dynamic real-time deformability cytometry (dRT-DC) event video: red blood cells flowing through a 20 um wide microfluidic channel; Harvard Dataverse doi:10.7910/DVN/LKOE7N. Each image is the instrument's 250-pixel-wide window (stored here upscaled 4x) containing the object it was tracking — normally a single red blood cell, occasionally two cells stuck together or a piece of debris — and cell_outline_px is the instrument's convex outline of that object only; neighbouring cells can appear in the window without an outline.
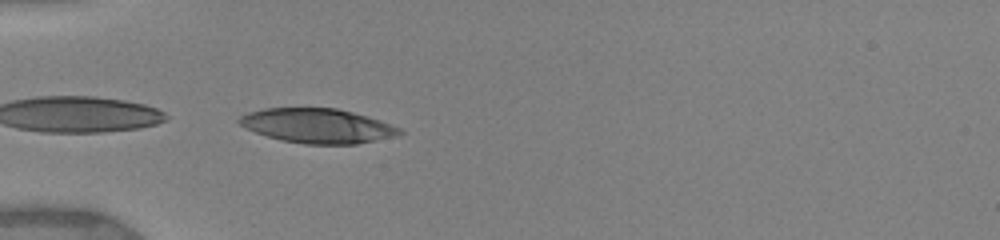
{"species": "human", "species_latin": "Homo sapiens", "temperature_condition": "warm", "stored_images_in_passage": 36, "camera_frame_rate_fps": 3000, "um_per_image_px": 0.085, "donor": {"sex": "female"}, "frame": {"image": 1, "passage_image": 1, "time_ms": 0.0, "image_size_px": [1000, 240], "cell_outline_px": [[404, 132], [396, 136], [356, 144], [304, 144], [280, 140], [244, 128], [236, 120], [240, 116], [248, 112], [264, 108], [336, 108], [368, 116], [380, 120], [400, 128]], "centroid_in_image_um": [26.97, 10.69], "position_along_channel_um": 58.0, "area_um2": 32.25}}
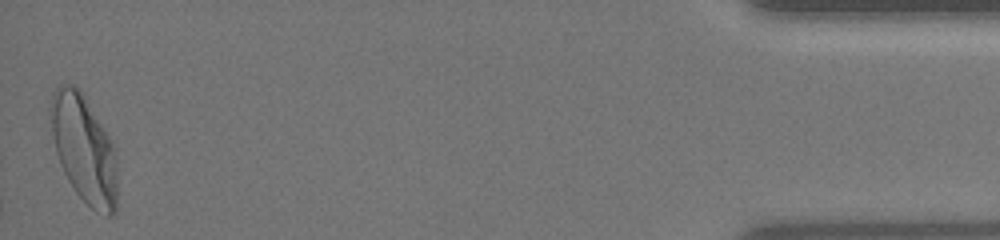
{"frame": {"image": 2, "passage_image": 36, "time_ms": 11.667, "image_size_px": [1000, 240], "cell_outline_px": [[116, 212], [112, 216], [108, 216], [96, 212], [76, 192], [68, 180], [60, 164], [56, 152], [48, 112], [48, 108], [52, 92], [60, 84], [72, 84], [80, 92], [104, 128], [112, 144], [116, 160]], "centroid_in_image_um": [7.11, 12.67], "position_along_channel_um": 428.1, "area_um2": 41.38}, "authors_computed_cell_mechanics": {"area_um2": 33.0905, "velocity_mm_per_s": 3.9111, "shape_relaxation_time_tau1_ms": 3.6315, "shape_relaxation_time_tau2_ms": null, "deformation_change_tau1": 0.1944, "deformation_change_tau2": null}}